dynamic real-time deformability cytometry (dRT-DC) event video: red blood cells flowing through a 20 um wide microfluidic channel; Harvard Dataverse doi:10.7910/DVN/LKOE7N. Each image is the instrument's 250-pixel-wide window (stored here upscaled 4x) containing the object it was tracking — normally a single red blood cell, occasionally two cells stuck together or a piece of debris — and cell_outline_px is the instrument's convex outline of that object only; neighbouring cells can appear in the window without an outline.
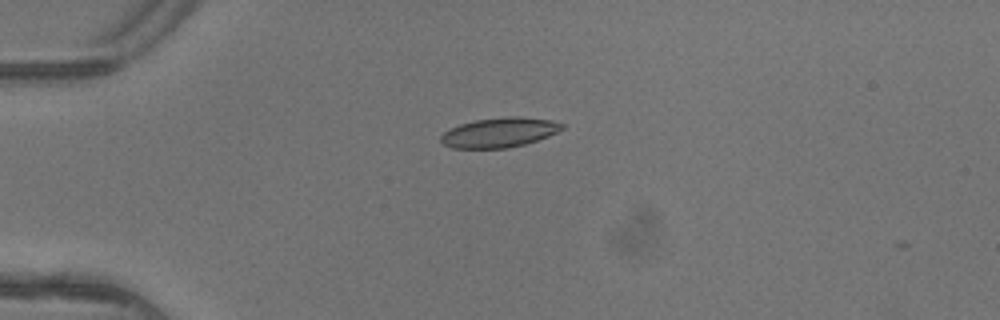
{"species": "common noctule bat (a hibernating species)", "species_latin": "Nyctalus noctula", "temperature_condition": "warm", "stored_images_in_passage": 5, "camera_frame_rate_fps": 3000, "um_per_image_px": 0.085, "animal": {"sex": "female"}, "frame": {"image": 1, "passage_image": 4, "time_ms": 1.0, "image_size_px": [1000, 320], "cell_outline_px": [[564, 128], [548, 136], [524, 144], [508, 148], [452, 148], [444, 144], [440, 140], [440, 136], [444, 132], [460, 124], [476, 120], [508, 116], [520, 116], [552, 120], [564, 124]], "centroid_in_image_um": [42.46, 11.25], "position_along_channel_um": 42.5, "area_um2": 20.87}}